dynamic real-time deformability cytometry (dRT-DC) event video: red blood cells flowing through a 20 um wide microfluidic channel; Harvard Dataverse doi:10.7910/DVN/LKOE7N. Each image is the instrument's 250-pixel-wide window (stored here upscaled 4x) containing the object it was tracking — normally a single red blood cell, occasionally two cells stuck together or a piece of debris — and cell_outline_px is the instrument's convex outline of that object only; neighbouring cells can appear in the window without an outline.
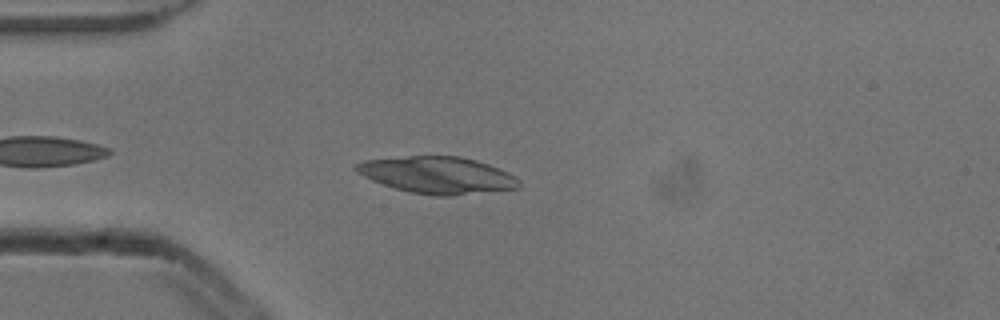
{"species": "common noctule bat (a hibernating species)", "species_latin": "Nyctalus noctula", "temperature_condition": "cold", "stored_images_in_passage": 4, "camera_frame_rate_fps": 3000, "um_per_image_px": 0.085, "animal": {"sex": "male", "body_mass_g": 13.3}, "frame": {"image": 1, "passage_image": 4, "time_ms": 1.0, "image_size_px": [1000, 320], "cell_outline_px": [[520, 188], [452, 196], [436, 196], [408, 192], [372, 180], [356, 172], [352, 168], [356, 164], [364, 160], [408, 156], [460, 156], [476, 160], [500, 168], [508, 172], [520, 180]], "centroid_in_image_um": [37.2, 14.88], "position_along_channel_um": 47.8, "area_um2": 35.08}}